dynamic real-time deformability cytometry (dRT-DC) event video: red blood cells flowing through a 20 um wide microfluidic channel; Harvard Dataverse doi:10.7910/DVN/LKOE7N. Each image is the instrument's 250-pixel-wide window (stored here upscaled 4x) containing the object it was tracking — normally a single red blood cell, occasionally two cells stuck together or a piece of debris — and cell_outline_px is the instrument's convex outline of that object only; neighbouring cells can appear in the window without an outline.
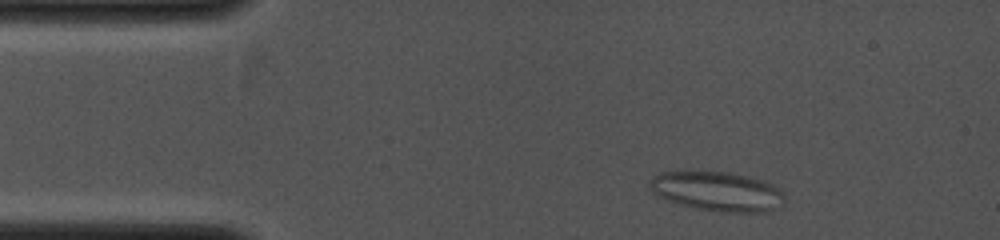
{"species": "common noctule bat (a hibernating species)", "species_latin": "Nyctalus noctula", "temperature_condition": "cold", "stored_images_in_passage": 8, "camera_frame_rate_fps": 4000, "um_per_image_px": 0.085, "animal": {"sex": "female", "body_mass_g": 19.0, "forearm_length_mm": 53.3}, "frame": {"image": 1, "passage_image": 2, "time_ms": 0.5, "image_size_px": [1000, 240], "cell_outline_px": [[784, 204], [768, 212], [728, 212], [700, 208], [684, 204], [660, 196], [652, 192], [648, 184], [652, 176], [660, 172], [728, 172], [748, 176], [764, 180], [780, 188], [784, 192]], "centroid_in_image_um": [61.05, 16.25], "position_along_channel_um": 24.0, "area_um2": 30.69}}
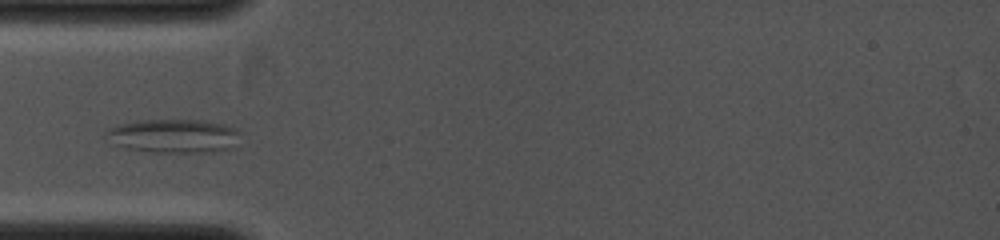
{"frame": {"image": 2, "passage_image": 7, "time_ms": 2.5, "image_size_px": [1000, 240], "cell_outline_px": [[240, 132], [228, 148], [212, 152], [156, 152], [124, 148], [112, 144], [104, 132], [108, 128], [116, 124], [136, 120], [204, 120], [224, 124], [236, 128]], "centroid_in_image_um": [14.66, 11.54], "position_along_channel_um": 70.3, "area_um2": 26.36}}